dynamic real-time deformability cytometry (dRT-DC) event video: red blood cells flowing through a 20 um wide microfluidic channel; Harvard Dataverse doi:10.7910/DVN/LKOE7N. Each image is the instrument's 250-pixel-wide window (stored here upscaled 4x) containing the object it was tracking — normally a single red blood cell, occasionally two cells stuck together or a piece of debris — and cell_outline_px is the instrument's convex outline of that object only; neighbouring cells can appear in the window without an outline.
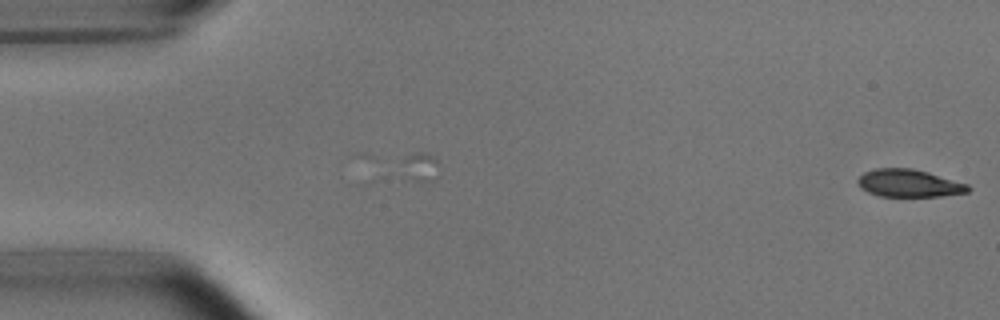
{"species": "common noctule bat (a hibernating species)", "species_latin": "Nyctalus noctula", "temperature_condition": "room temperature", "stored_images_in_passage": 8, "camera_frame_rate_fps": 3000, "um_per_image_px": 0.085, "animal": {"sex": "male", "body_mass_g": 15.6}, "frame": {"image": 1, "passage_image": 8, "time_ms": 2.333, "image_size_px": [1000, 320], "cell_outline_px": [[972, 188], [968, 192], [940, 196], [880, 196], [868, 192], [860, 188], [856, 180], [864, 172], [876, 168], [912, 168], [928, 172], [968, 184]], "centroid_in_image_um": [77.25, 15.57], "position_along_channel_um": 7.7, "area_um2": 17.74}}